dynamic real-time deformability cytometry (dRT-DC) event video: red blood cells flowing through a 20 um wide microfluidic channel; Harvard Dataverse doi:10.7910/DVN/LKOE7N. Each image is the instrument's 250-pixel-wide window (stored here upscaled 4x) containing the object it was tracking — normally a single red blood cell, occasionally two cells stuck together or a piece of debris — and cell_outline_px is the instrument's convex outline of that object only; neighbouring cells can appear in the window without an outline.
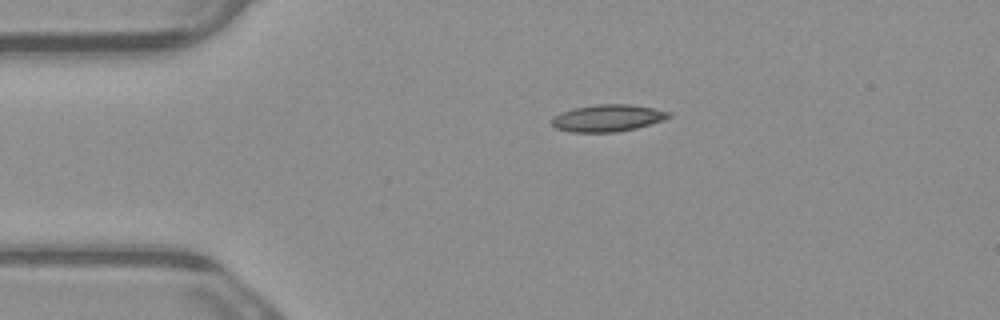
{"species": "common noctule bat (a hibernating species)", "species_latin": "Nyctalus noctula", "temperature_condition": "warm", "stored_images_in_passage": 2, "camera_frame_rate_fps": 3000, "um_per_image_px": 0.085, "animal": {"sex": "male", "body_mass_g": 23.1, "forearm_length_mm": 52.7}, "frame": {"image": 1, "passage_image": 1, "time_ms": 0.0, "image_size_px": [1000, 320], "cell_outline_px": [[672, 116], [664, 120], [636, 128], [616, 132], [572, 132], [556, 128], [552, 124], [552, 116], [560, 112], [576, 108], [596, 104], [632, 104], [672, 112]], "centroid_in_image_um": [51.67, 10.03], "position_along_channel_um": 33.3, "area_um2": 18.44}}